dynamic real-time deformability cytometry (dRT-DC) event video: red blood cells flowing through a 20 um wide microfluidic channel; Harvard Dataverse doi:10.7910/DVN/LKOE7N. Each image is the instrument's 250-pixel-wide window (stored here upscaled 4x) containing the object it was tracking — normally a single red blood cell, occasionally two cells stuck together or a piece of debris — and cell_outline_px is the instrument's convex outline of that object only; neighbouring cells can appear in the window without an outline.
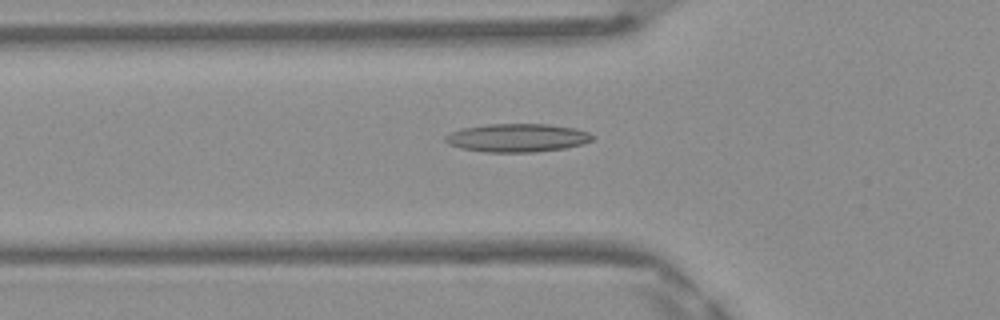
{"species": "Egyptian fruit bat (a non-hibernating species)", "species_latin": "Rousettus aegyptiacus", "temperature_condition": "warm", "stored_images_in_passage": 49, "camera_frame_rate_fps": 3000, "um_per_image_px": 0.085, "frame": {"image": 1, "passage_image": 17, "time_ms": 5.333, "image_size_px": [1000, 320], "cell_outline_px": [[596, 136], [592, 140], [584, 144], [564, 148], [532, 152], [484, 152], [460, 148], [448, 144], [444, 140], [444, 136], [460, 128], [488, 124], [548, 124], [576, 128], [588, 132]], "centroid_in_image_um": [43.97, 11.71], "position_along_channel_um": 81.8, "area_um2": 24.45}}
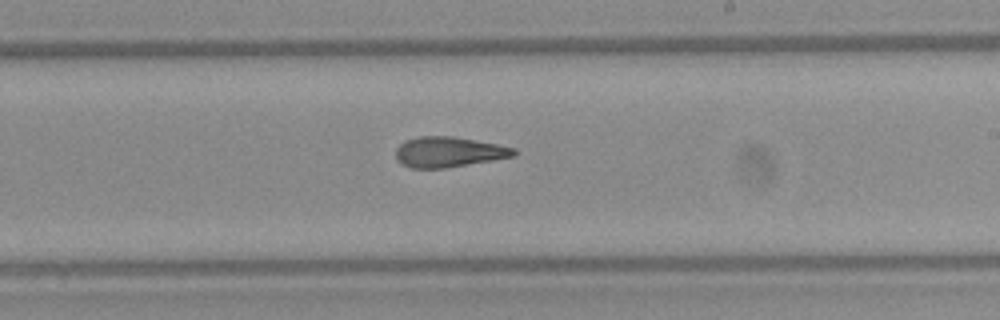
{"frame": {"image": 2, "passage_image": 29, "time_ms": 9.333, "image_size_px": [1000, 320], "cell_outline_px": [[520, 152], [516, 156], [444, 168], [412, 168], [400, 164], [396, 160], [396, 148], [404, 140], [420, 136], [452, 136], [496, 144], [516, 148]], "centroid_in_image_um": [38.13, 12.92], "position_along_channel_um": 250.9, "area_um2": 20.98}}
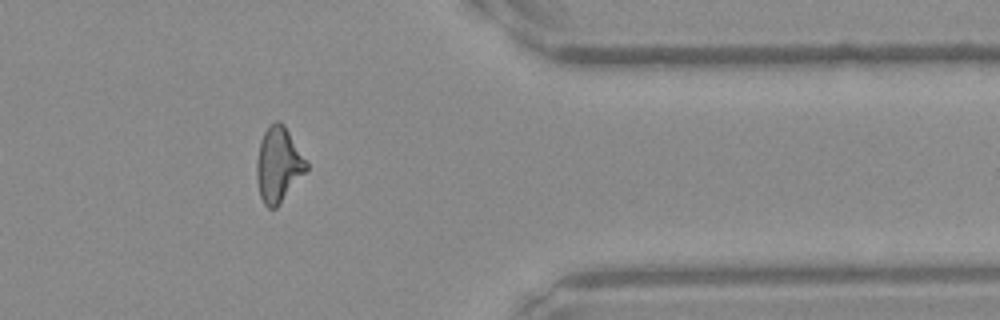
{"frame": {"image": 3, "passage_image": 40, "time_ms": 13.0, "image_size_px": [1000, 320], "cell_outline_px": [[308, 168], [280, 204], [276, 208], [268, 208], [264, 204], [260, 196], [256, 180], [256, 160], [260, 140], [264, 132], [276, 120], [280, 120], [284, 124], [308, 160]], "centroid_in_image_um": [23.66, 13.99], "position_along_channel_um": 387.7, "area_um2": 21.96}, "authors_computed_cell_mechanics": {"area_um2": 21.5594, "velocity_mm_per_s": 4.1965, "shape_relaxation_time_tau1_ms": null, "shape_relaxation_time_tau2_ms": 2.0972, "deformation_change_tau1": null, "deformation_change_tau2": 0.1227}}